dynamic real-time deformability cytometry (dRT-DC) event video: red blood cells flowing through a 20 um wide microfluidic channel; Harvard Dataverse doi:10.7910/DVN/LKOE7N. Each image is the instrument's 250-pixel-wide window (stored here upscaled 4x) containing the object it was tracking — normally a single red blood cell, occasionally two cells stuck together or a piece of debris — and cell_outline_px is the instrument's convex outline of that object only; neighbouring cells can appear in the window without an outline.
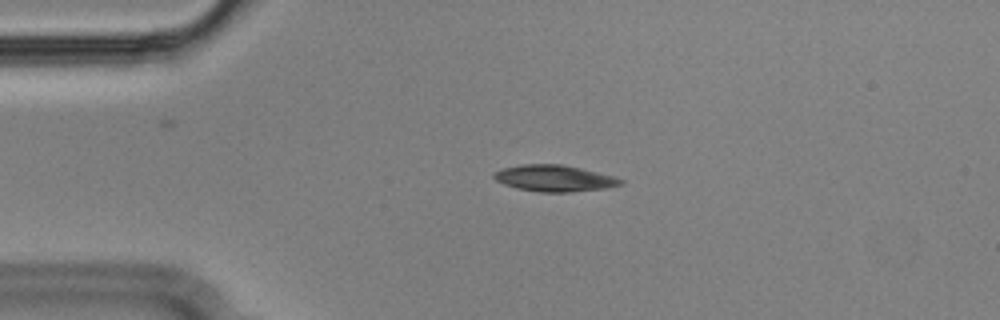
{"species": "Egyptian fruit bat (a non-hibernating species)", "species_latin": "Rousettus aegyptiacus", "temperature_condition": "cold", "stored_images_in_passage": 54, "camera_frame_rate_fps": 3000, "um_per_image_px": 0.085, "animal": {"sex": "male"}, "frame": {"image": 1, "passage_image": 11, "time_ms": 3.333, "image_size_px": [1000, 320], "cell_outline_px": [[624, 184], [604, 188], [568, 192], [540, 192], [516, 188], [504, 184], [496, 180], [492, 176], [496, 172], [504, 168], [520, 164], [560, 164], [580, 168], [612, 176], [624, 180]], "centroid_in_image_um": [47.11, 15.15], "position_along_channel_um": 37.9, "area_um2": 19.25}}
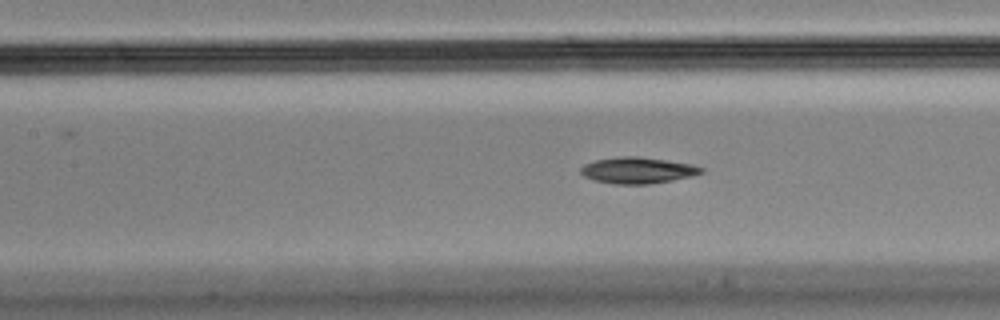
{"frame": {"image": 2, "passage_image": 23, "time_ms": 7.333, "image_size_px": [1000, 320], "cell_outline_px": [[704, 172], [672, 180], [648, 184], [616, 184], [596, 180], [584, 176], [580, 172], [580, 168], [584, 164], [596, 160], [620, 156], [640, 156], [692, 164], [704, 168]], "centroid_in_image_um": [54.19, 14.47], "position_along_channel_um": 153.2, "area_um2": 18.26}}
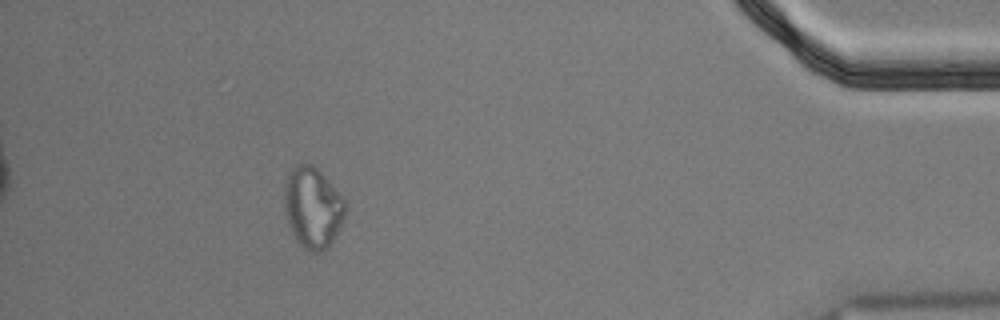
{"frame": {"image": 3, "passage_image": 49, "time_ms": 16.0, "image_size_px": [1000, 320], "cell_outline_px": [[348, 208], [344, 220], [328, 248], [316, 252], [308, 252], [296, 240], [284, 216], [284, 180], [288, 172], [296, 164], [312, 164], [324, 176], [344, 200]], "centroid_in_image_um": [26.55, 17.65], "position_along_channel_um": 408.6, "area_um2": 29.02}}